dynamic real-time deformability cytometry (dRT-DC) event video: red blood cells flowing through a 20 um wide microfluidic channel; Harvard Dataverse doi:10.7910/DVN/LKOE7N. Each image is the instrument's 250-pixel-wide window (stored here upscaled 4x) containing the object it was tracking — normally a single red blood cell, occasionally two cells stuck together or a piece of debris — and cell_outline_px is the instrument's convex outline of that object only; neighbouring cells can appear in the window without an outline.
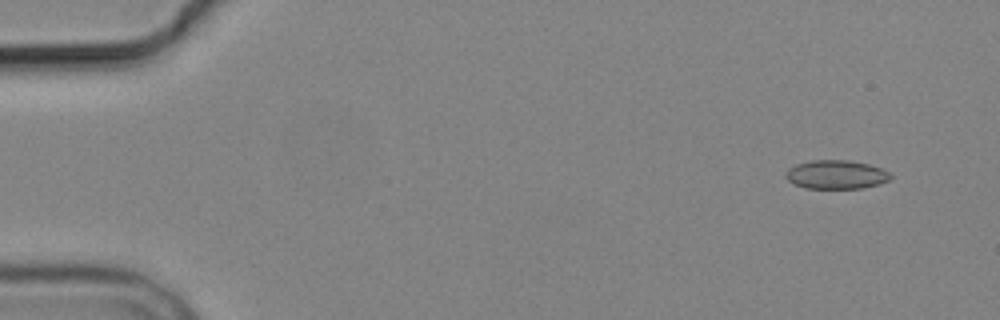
{"species": "common noctule bat (a hibernating species)", "species_latin": "Nyctalus noctula", "temperature_condition": "cold", "stored_images_in_passage": 5, "camera_frame_rate_fps": 3000, "um_per_image_px": 0.085, "animal": {"sex": "male", "body_mass_g": 19.2, "forearm_length_mm": 51.8}, "frame": {"image": 1, "passage_image": 1, "time_ms": 0.0, "image_size_px": [1000, 320], "cell_outline_px": [[892, 180], [880, 184], [860, 188], [804, 188], [792, 184], [784, 176], [784, 172], [788, 168], [796, 164], [812, 160], [848, 160], [868, 164], [880, 168], [888, 172], [892, 176]], "centroid_in_image_um": [71.04, 14.84], "position_along_channel_um": 14.0, "area_um2": 17.74}}
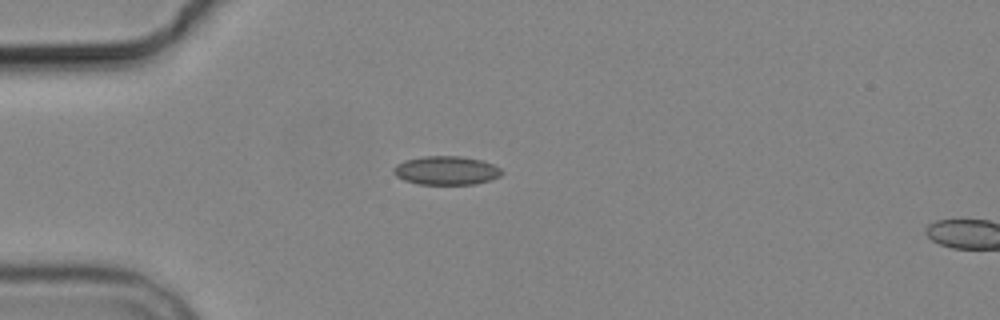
{"frame": {"image": 2, "passage_image": 4, "time_ms": 3.667, "image_size_px": [1000, 320], "cell_outline_px": [[504, 172], [500, 176], [492, 180], [476, 184], [420, 184], [404, 180], [396, 176], [392, 172], [392, 168], [396, 164], [404, 160], [424, 156], [460, 156], [480, 160], [492, 164], [500, 168]], "centroid_in_image_um": [37.92, 14.49], "position_along_channel_um": 47.1, "area_um2": 18.21}}